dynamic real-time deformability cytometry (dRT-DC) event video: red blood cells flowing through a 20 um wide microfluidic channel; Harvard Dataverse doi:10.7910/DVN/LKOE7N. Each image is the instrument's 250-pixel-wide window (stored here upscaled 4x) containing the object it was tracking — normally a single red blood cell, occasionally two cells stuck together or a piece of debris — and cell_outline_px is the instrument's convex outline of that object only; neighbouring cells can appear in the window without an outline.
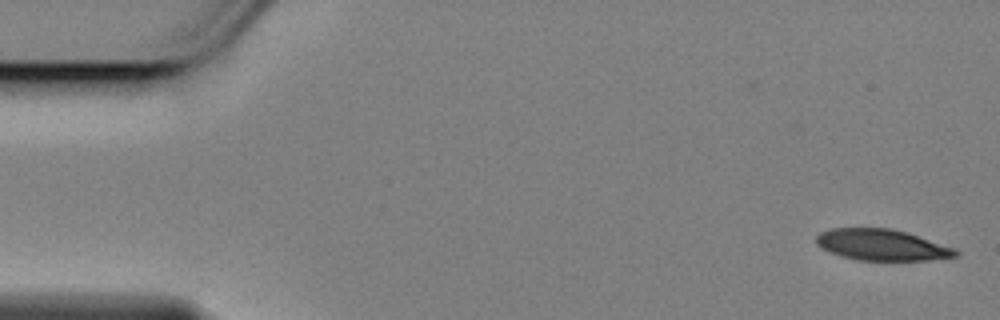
{"species": "Egyptian fruit bat (a non-hibernating species)", "species_latin": "Rousettus aegyptiacus", "temperature_condition": "cold", "stored_images_in_passage": 19, "camera_frame_rate_fps": 3000, "um_per_image_px": 0.085, "animal": {"sex": "female"}, "frame": {"image": 1, "passage_image": 1, "time_ms": 0.0, "image_size_px": [1000, 320], "cell_outline_px": [[960, 256], [928, 260], [860, 260], [844, 256], [820, 248], [816, 244], [816, 236], [820, 232], [832, 228], [892, 228], [956, 248], [960, 252]], "centroid_in_image_um": [74.98, 20.81], "position_along_channel_um": 10.0, "area_um2": 25.2}}
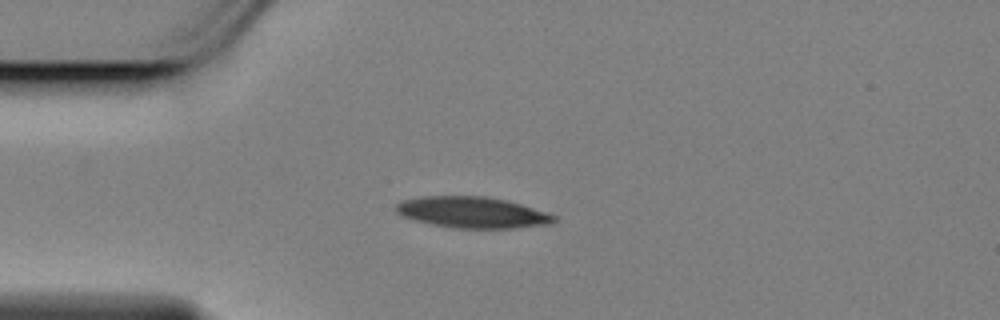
{"frame": {"image": 2, "passage_image": 13, "time_ms": 4.0, "image_size_px": [1000, 320], "cell_outline_px": [[560, 220], [552, 224], [512, 228], [456, 228], [432, 224], [400, 216], [396, 212], [396, 204], [404, 200], [424, 196], [484, 196], [508, 200], [548, 212], [556, 216]], "centroid_in_image_um": [40.21, 18.05], "position_along_channel_um": 44.8, "area_um2": 28.84}}
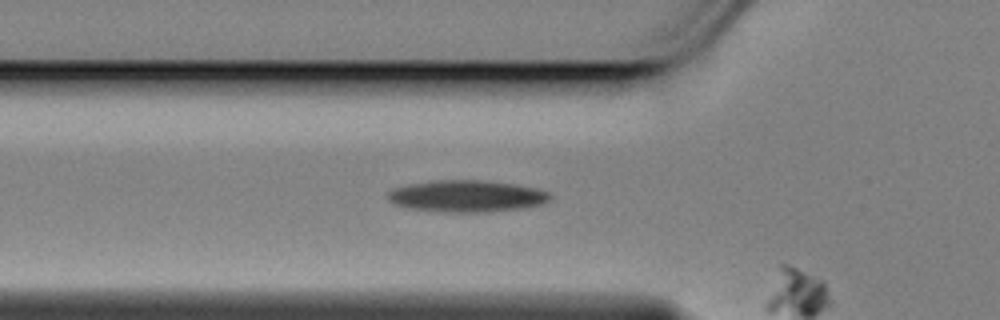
{"frame": {"image": 3, "passage_image": 18, "time_ms": 5.667, "image_size_px": [1000, 320], "cell_outline_px": [[552, 196], [548, 200], [540, 204], [524, 208], [496, 212], [436, 212], [408, 208], [396, 204], [388, 200], [388, 192], [396, 188], [412, 184], [436, 180], [480, 180], [512, 184], [536, 188], [548, 192]], "centroid_in_image_um": [39.69, 16.69], "position_along_channel_um": 86.1, "area_um2": 29.94}}